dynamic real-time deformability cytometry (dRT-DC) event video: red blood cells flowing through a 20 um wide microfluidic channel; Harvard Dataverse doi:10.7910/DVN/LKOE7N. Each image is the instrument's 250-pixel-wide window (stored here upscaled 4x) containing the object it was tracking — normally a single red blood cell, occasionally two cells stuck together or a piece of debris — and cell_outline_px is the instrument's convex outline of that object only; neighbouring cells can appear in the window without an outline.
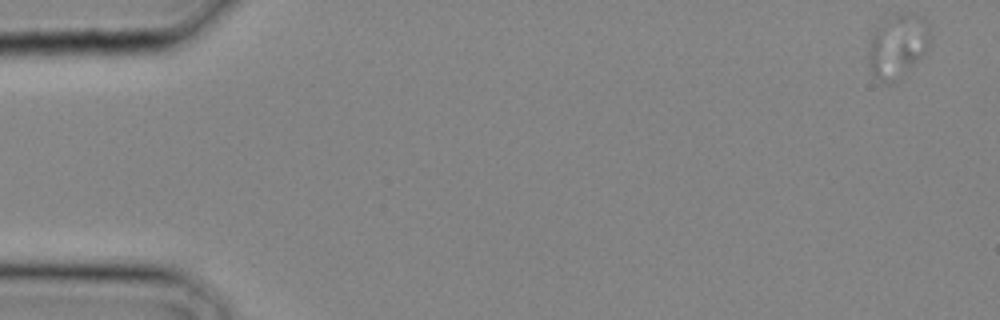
{"species": "common noctule bat (a hibernating species)", "species_latin": "Nyctalus noctula", "temperature_condition": "cold", "stored_images_in_passage": 12, "camera_frame_rate_fps": 3000, "um_per_image_px": 0.085, "animal": {"sex": "male", "body_mass_g": 20.4}, "frame": {"image": 1, "passage_image": 1, "time_ms": 0.0, "image_size_px": [1000, 320], "cell_outline_px": [[932, 40], [928, 48], [908, 76], [892, 84], [884, 84], [872, 72], [868, 64], [868, 44], [872, 36], [880, 24], [892, 12], [908, 12], [920, 16], [932, 24]], "centroid_in_image_um": [76.37, 3.91], "position_along_channel_um": 8.6, "area_um2": 24.28}}
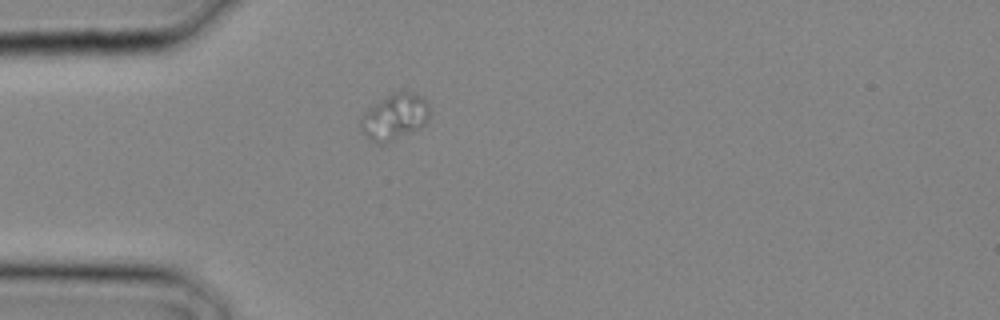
{"frame": {"image": 2, "passage_image": 9, "time_ms": 2.667, "image_size_px": [1000, 320], "cell_outline_px": [[428, 116], [424, 124], [420, 128], [388, 144], [376, 144], [360, 132], [360, 116], [368, 108], [384, 96], [392, 92], [412, 92], [420, 96], [428, 104]], "centroid_in_image_um": [33.47, 9.97], "position_along_channel_um": 51.5, "area_um2": 18.79}}